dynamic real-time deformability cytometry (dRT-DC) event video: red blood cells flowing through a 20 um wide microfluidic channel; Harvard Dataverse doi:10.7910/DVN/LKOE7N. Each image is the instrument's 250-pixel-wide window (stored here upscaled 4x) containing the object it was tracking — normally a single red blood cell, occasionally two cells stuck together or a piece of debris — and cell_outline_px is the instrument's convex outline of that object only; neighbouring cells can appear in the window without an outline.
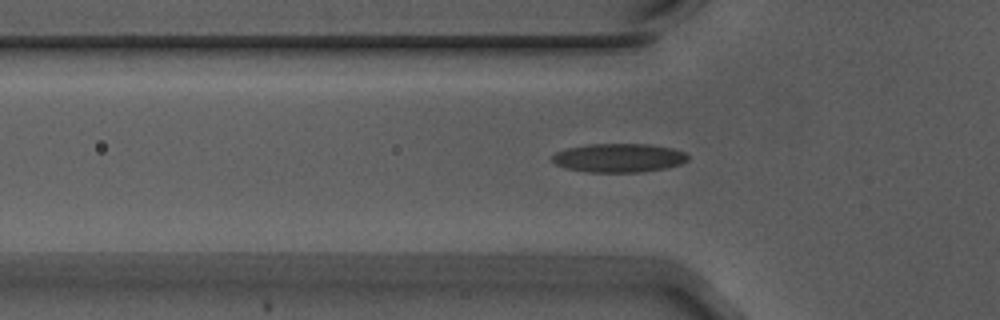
{"species": "Egyptian fruit bat (a non-hibernating species)", "species_latin": "Rousettus aegyptiacus", "temperature_condition": "warm", "stored_images_in_passage": 51, "camera_frame_rate_fps": 3000, "um_per_image_px": 0.085, "animal": {"sex": "male"}, "frame": {"image": 1, "passage_image": 17, "time_ms": 5.333, "image_size_px": [1000, 320], "cell_outline_px": [[688, 160], [680, 164], [664, 168], [640, 172], [588, 172], [564, 168], [556, 164], [552, 160], [552, 156], [556, 152], [568, 148], [588, 144], [648, 144], [672, 148], [684, 152], [688, 156]], "centroid_in_image_um": [52.58, 13.42], "position_along_channel_um": 73.2, "area_um2": 22.66}}
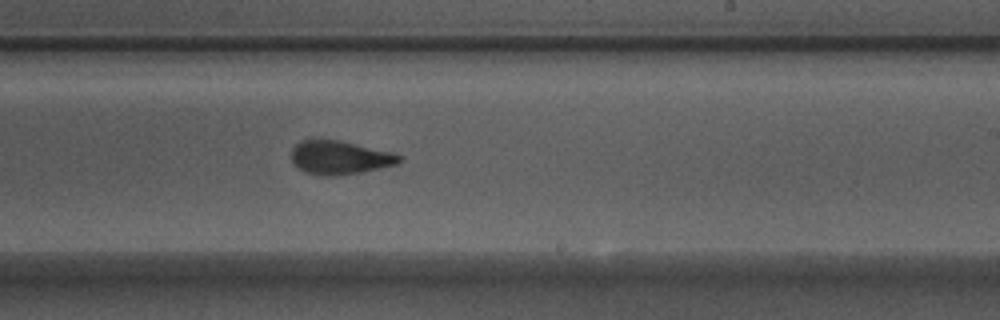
{"frame": {"image": 2, "passage_image": 32, "time_ms": 10.333, "image_size_px": [1000, 320], "cell_outline_px": [[400, 160], [396, 164], [380, 168], [360, 172], [336, 176], [324, 176], [304, 172], [292, 164], [292, 148], [300, 140], [340, 140], [392, 152], [400, 156]], "centroid_in_image_um": [28.83, 13.4], "position_along_channel_um": 260.2, "area_um2": 21.04}}
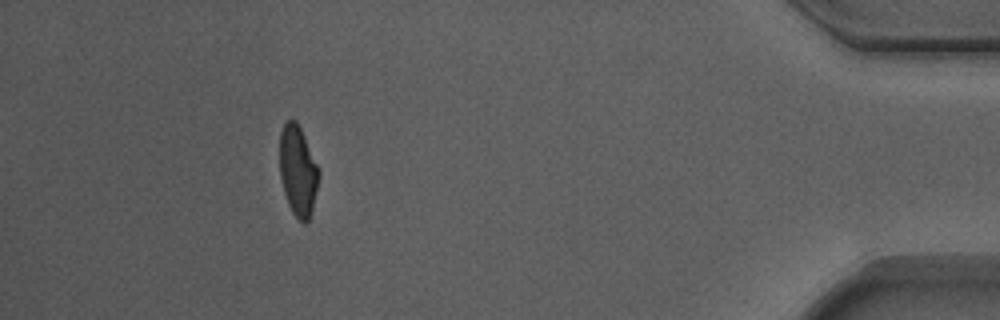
{"frame": {"image": 3, "passage_image": 49, "time_ms": 16.0, "image_size_px": [1000, 320], "cell_outline_px": [[320, 176], [312, 208], [308, 220], [304, 224], [292, 212], [288, 204], [284, 192], [280, 176], [280, 132], [284, 124], [288, 120], [296, 120], [320, 168]], "centroid_in_image_um": [25.33, 14.51], "position_along_channel_um": 409.9, "area_um2": 20.52}, "authors_computed_cell_mechanics": {"area_um2": 21.3282, "velocity_mm_per_s": 3.7327, "shape_relaxation_time_tau1_ms": 4.5566, "shape_relaxation_time_tau2_ms": 1.5406, "deformation_change_tau1": 0.1582, "deformation_change_tau2": 0.0933}}